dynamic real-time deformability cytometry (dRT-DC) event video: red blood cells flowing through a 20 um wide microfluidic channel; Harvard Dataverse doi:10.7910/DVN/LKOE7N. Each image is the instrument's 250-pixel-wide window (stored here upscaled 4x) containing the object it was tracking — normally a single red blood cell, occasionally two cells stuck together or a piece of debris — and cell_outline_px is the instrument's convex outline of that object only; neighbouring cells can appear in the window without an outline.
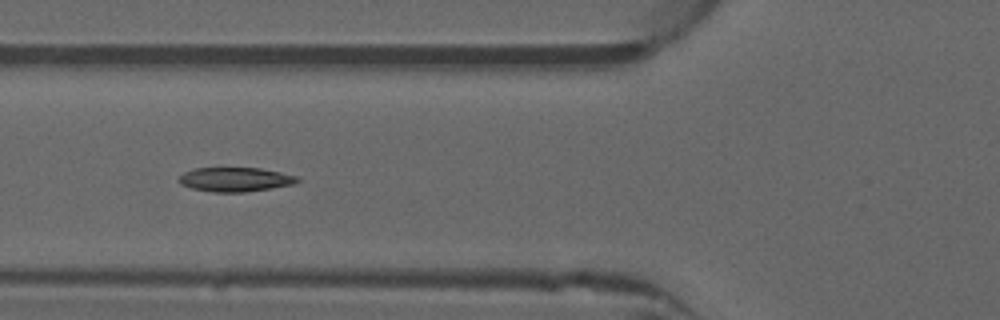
{"species": "common noctule bat (a hibernating species)", "species_latin": "Nyctalus noctula", "temperature_condition": "warm", "stored_images_in_passage": 32, "camera_frame_rate_fps": 3000, "um_per_image_px": 0.085, "animal": {"sex": "male", "forearm_length_mm": 52.5}, "frame": {"image": 1, "passage_image": 19, "time_ms": 6.0, "image_size_px": [1000, 320], "cell_outline_px": [[300, 180], [296, 184], [272, 188], [244, 192], [212, 192], [192, 188], [180, 184], [176, 180], [184, 172], [196, 168], [260, 168], [280, 172], [296, 176]], "centroid_in_image_um": [19.99, 15.26], "position_along_channel_um": 105.8, "area_um2": 16.76}}